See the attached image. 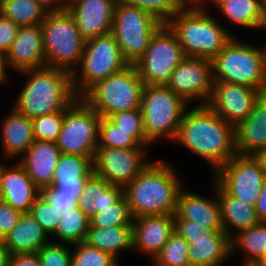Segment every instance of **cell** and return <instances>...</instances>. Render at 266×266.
<instances>
[{
    "mask_svg": "<svg viewBox=\"0 0 266 266\" xmlns=\"http://www.w3.org/2000/svg\"><path fill=\"white\" fill-rule=\"evenodd\" d=\"M173 142L205 159L214 173L237 154L235 126L206 105L185 111Z\"/></svg>",
    "mask_w": 266,
    "mask_h": 266,
    "instance_id": "obj_1",
    "label": "cell"
},
{
    "mask_svg": "<svg viewBox=\"0 0 266 266\" xmlns=\"http://www.w3.org/2000/svg\"><path fill=\"white\" fill-rule=\"evenodd\" d=\"M168 161H151L141 173L123 187L134 218L145 215H174L183 188L180 175Z\"/></svg>",
    "mask_w": 266,
    "mask_h": 266,
    "instance_id": "obj_2",
    "label": "cell"
},
{
    "mask_svg": "<svg viewBox=\"0 0 266 266\" xmlns=\"http://www.w3.org/2000/svg\"><path fill=\"white\" fill-rule=\"evenodd\" d=\"M21 73L27 80L13 108L30 119L60 112L77 98L68 71L45 66Z\"/></svg>",
    "mask_w": 266,
    "mask_h": 266,
    "instance_id": "obj_3",
    "label": "cell"
},
{
    "mask_svg": "<svg viewBox=\"0 0 266 266\" xmlns=\"http://www.w3.org/2000/svg\"><path fill=\"white\" fill-rule=\"evenodd\" d=\"M208 12L207 8H182L166 23L186 57L212 60L234 36Z\"/></svg>",
    "mask_w": 266,
    "mask_h": 266,
    "instance_id": "obj_4",
    "label": "cell"
},
{
    "mask_svg": "<svg viewBox=\"0 0 266 266\" xmlns=\"http://www.w3.org/2000/svg\"><path fill=\"white\" fill-rule=\"evenodd\" d=\"M236 36L211 60L214 81L242 84L266 91L264 52Z\"/></svg>",
    "mask_w": 266,
    "mask_h": 266,
    "instance_id": "obj_5",
    "label": "cell"
},
{
    "mask_svg": "<svg viewBox=\"0 0 266 266\" xmlns=\"http://www.w3.org/2000/svg\"><path fill=\"white\" fill-rule=\"evenodd\" d=\"M46 67L73 73L79 66L85 39L67 9L49 12L41 22Z\"/></svg>",
    "mask_w": 266,
    "mask_h": 266,
    "instance_id": "obj_6",
    "label": "cell"
},
{
    "mask_svg": "<svg viewBox=\"0 0 266 266\" xmlns=\"http://www.w3.org/2000/svg\"><path fill=\"white\" fill-rule=\"evenodd\" d=\"M189 105L167 86L144 85L140 109L146 138L152 144L166 138L173 142Z\"/></svg>",
    "mask_w": 266,
    "mask_h": 266,
    "instance_id": "obj_7",
    "label": "cell"
},
{
    "mask_svg": "<svg viewBox=\"0 0 266 266\" xmlns=\"http://www.w3.org/2000/svg\"><path fill=\"white\" fill-rule=\"evenodd\" d=\"M144 82L135 65L96 82L81 97L101 117L140 109Z\"/></svg>",
    "mask_w": 266,
    "mask_h": 266,
    "instance_id": "obj_8",
    "label": "cell"
},
{
    "mask_svg": "<svg viewBox=\"0 0 266 266\" xmlns=\"http://www.w3.org/2000/svg\"><path fill=\"white\" fill-rule=\"evenodd\" d=\"M129 65L112 33L86 40L80 64L71 74L75 95L81 97L96 82Z\"/></svg>",
    "mask_w": 266,
    "mask_h": 266,
    "instance_id": "obj_9",
    "label": "cell"
},
{
    "mask_svg": "<svg viewBox=\"0 0 266 266\" xmlns=\"http://www.w3.org/2000/svg\"><path fill=\"white\" fill-rule=\"evenodd\" d=\"M162 24L147 11L116 1L112 34L130 65L144 55L153 34Z\"/></svg>",
    "mask_w": 266,
    "mask_h": 266,
    "instance_id": "obj_10",
    "label": "cell"
},
{
    "mask_svg": "<svg viewBox=\"0 0 266 266\" xmlns=\"http://www.w3.org/2000/svg\"><path fill=\"white\" fill-rule=\"evenodd\" d=\"M101 115L82 97L65 110L61 132L55 141L61 153L94 157L98 148Z\"/></svg>",
    "mask_w": 266,
    "mask_h": 266,
    "instance_id": "obj_11",
    "label": "cell"
},
{
    "mask_svg": "<svg viewBox=\"0 0 266 266\" xmlns=\"http://www.w3.org/2000/svg\"><path fill=\"white\" fill-rule=\"evenodd\" d=\"M186 55L176 35L166 23L153 34L144 55L134 64L144 85H163Z\"/></svg>",
    "mask_w": 266,
    "mask_h": 266,
    "instance_id": "obj_12",
    "label": "cell"
},
{
    "mask_svg": "<svg viewBox=\"0 0 266 266\" xmlns=\"http://www.w3.org/2000/svg\"><path fill=\"white\" fill-rule=\"evenodd\" d=\"M212 175L229 195L254 207L266 178L253 155L241 154L234 155Z\"/></svg>",
    "mask_w": 266,
    "mask_h": 266,
    "instance_id": "obj_13",
    "label": "cell"
},
{
    "mask_svg": "<svg viewBox=\"0 0 266 266\" xmlns=\"http://www.w3.org/2000/svg\"><path fill=\"white\" fill-rule=\"evenodd\" d=\"M147 149L97 148L93 158V172L109 184L124 187L151 162L146 158Z\"/></svg>",
    "mask_w": 266,
    "mask_h": 266,
    "instance_id": "obj_14",
    "label": "cell"
},
{
    "mask_svg": "<svg viewBox=\"0 0 266 266\" xmlns=\"http://www.w3.org/2000/svg\"><path fill=\"white\" fill-rule=\"evenodd\" d=\"M214 84L212 62L205 58L186 57L174 69L166 86L188 104L198 101L205 105Z\"/></svg>",
    "mask_w": 266,
    "mask_h": 266,
    "instance_id": "obj_15",
    "label": "cell"
},
{
    "mask_svg": "<svg viewBox=\"0 0 266 266\" xmlns=\"http://www.w3.org/2000/svg\"><path fill=\"white\" fill-rule=\"evenodd\" d=\"M262 93L246 85L214 81L210 97L205 105L226 122L236 126L249 116Z\"/></svg>",
    "mask_w": 266,
    "mask_h": 266,
    "instance_id": "obj_16",
    "label": "cell"
},
{
    "mask_svg": "<svg viewBox=\"0 0 266 266\" xmlns=\"http://www.w3.org/2000/svg\"><path fill=\"white\" fill-rule=\"evenodd\" d=\"M117 0H68L66 9L85 40L112 33Z\"/></svg>",
    "mask_w": 266,
    "mask_h": 266,
    "instance_id": "obj_17",
    "label": "cell"
},
{
    "mask_svg": "<svg viewBox=\"0 0 266 266\" xmlns=\"http://www.w3.org/2000/svg\"><path fill=\"white\" fill-rule=\"evenodd\" d=\"M6 56L9 69L15 72L45 67L41 25L20 26Z\"/></svg>",
    "mask_w": 266,
    "mask_h": 266,
    "instance_id": "obj_18",
    "label": "cell"
},
{
    "mask_svg": "<svg viewBox=\"0 0 266 266\" xmlns=\"http://www.w3.org/2000/svg\"><path fill=\"white\" fill-rule=\"evenodd\" d=\"M5 166L0 163V199L22 213H30L41 190L18 161L14 166Z\"/></svg>",
    "mask_w": 266,
    "mask_h": 266,
    "instance_id": "obj_19",
    "label": "cell"
},
{
    "mask_svg": "<svg viewBox=\"0 0 266 266\" xmlns=\"http://www.w3.org/2000/svg\"><path fill=\"white\" fill-rule=\"evenodd\" d=\"M174 215H145L133 221V251L152 260L174 233Z\"/></svg>",
    "mask_w": 266,
    "mask_h": 266,
    "instance_id": "obj_20",
    "label": "cell"
},
{
    "mask_svg": "<svg viewBox=\"0 0 266 266\" xmlns=\"http://www.w3.org/2000/svg\"><path fill=\"white\" fill-rule=\"evenodd\" d=\"M215 186L214 198L204 197L197 193L186 191L182 188L176 206L174 219H187L195 221L204 227L214 231H224L221 222V209L217 197V182Z\"/></svg>",
    "mask_w": 266,
    "mask_h": 266,
    "instance_id": "obj_21",
    "label": "cell"
},
{
    "mask_svg": "<svg viewBox=\"0 0 266 266\" xmlns=\"http://www.w3.org/2000/svg\"><path fill=\"white\" fill-rule=\"evenodd\" d=\"M60 155L61 151L55 142L34 140L21 159H18V162L33 183L42 190L52 185Z\"/></svg>",
    "mask_w": 266,
    "mask_h": 266,
    "instance_id": "obj_22",
    "label": "cell"
},
{
    "mask_svg": "<svg viewBox=\"0 0 266 266\" xmlns=\"http://www.w3.org/2000/svg\"><path fill=\"white\" fill-rule=\"evenodd\" d=\"M237 154L254 155L266 148V94L256 100L249 116L235 126Z\"/></svg>",
    "mask_w": 266,
    "mask_h": 266,
    "instance_id": "obj_23",
    "label": "cell"
},
{
    "mask_svg": "<svg viewBox=\"0 0 266 266\" xmlns=\"http://www.w3.org/2000/svg\"><path fill=\"white\" fill-rule=\"evenodd\" d=\"M93 158L61 153L51 186L78 199L86 180L93 173Z\"/></svg>",
    "mask_w": 266,
    "mask_h": 266,
    "instance_id": "obj_24",
    "label": "cell"
},
{
    "mask_svg": "<svg viewBox=\"0 0 266 266\" xmlns=\"http://www.w3.org/2000/svg\"><path fill=\"white\" fill-rule=\"evenodd\" d=\"M1 124L2 154L9 159L22 157L35 140L32 120L12 107Z\"/></svg>",
    "mask_w": 266,
    "mask_h": 266,
    "instance_id": "obj_25",
    "label": "cell"
},
{
    "mask_svg": "<svg viewBox=\"0 0 266 266\" xmlns=\"http://www.w3.org/2000/svg\"><path fill=\"white\" fill-rule=\"evenodd\" d=\"M217 197L221 209L222 226L224 232L230 238H232L235 233L253 226H257L262 222L257 216L254 206L248 205L243 201L229 195L218 183Z\"/></svg>",
    "mask_w": 266,
    "mask_h": 266,
    "instance_id": "obj_26",
    "label": "cell"
},
{
    "mask_svg": "<svg viewBox=\"0 0 266 266\" xmlns=\"http://www.w3.org/2000/svg\"><path fill=\"white\" fill-rule=\"evenodd\" d=\"M123 197V187L109 184L94 172L86 180L78 206L90 218L117 203Z\"/></svg>",
    "mask_w": 266,
    "mask_h": 266,
    "instance_id": "obj_27",
    "label": "cell"
},
{
    "mask_svg": "<svg viewBox=\"0 0 266 266\" xmlns=\"http://www.w3.org/2000/svg\"><path fill=\"white\" fill-rule=\"evenodd\" d=\"M49 238L31 213H23L17 225L5 236V247L12 255L36 253L50 242Z\"/></svg>",
    "mask_w": 266,
    "mask_h": 266,
    "instance_id": "obj_28",
    "label": "cell"
},
{
    "mask_svg": "<svg viewBox=\"0 0 266 266\" xmlns=\"http://www.w3.org/2000/svg\"><path fill=\"white\" fill-rule=\"evenodd\" d=\"M190 266H221L231 256V238L225 232L214 237L185 239Z\"/></svg>",
    "mask_w": 266,
    "mask_h": 266,
    "instance_id": "obj_29",
    "label": "cell"
},
{
    "mask_svg": "<svg viewBox=\"0 0 266 266\" xmlns=\"http://www.w3.org/2000/svg\"><path fill=\"white\" fill-rule=\"evenodd\" d=\"M85 242L118 260L119 252L133 251V226L89 227Z\"/></svg>",
    "mask_w": 266,
    "mask_h": 266,
    "instance_id": "obj_30",
    "label": "cell"
},
{
    "mask_svg": "<svg viewBox=\"0 0 266 266\" xmlns=\"http://www.w3.org/2000/svg\"><path fill=\"white\" fill-rule=\"evenodd\" d=\"M220 13L232 24L246 28H261L264 0H215Z\"/></svg>",
    "mask_w": 266,
    "mask_h": 266,
    "instance_id": "obj_31",
    "label": "cell"
},
{
    "mask_svg": "<svg viewBox=\"0 0 266 266\" xmlns=\"http://www.w3.org/2000/svg\"><path fill=\"white\" fill-rule=\"evenodd\" d=\"M243 250L242 266H254L266 257V222L239 231L231 238V253L236 249Z\"/></svg>",
    "mask_w": 266,
    "mask_h": 266,
    "instance_id": "obj_32",
    "label": "cell"
},
{
    "mask_svg": "<svg viewBox=\"0 0 266 266\" xmlns=\"http://www.w3.org/2000/svg\"><path fill=\"white\" fill-rule=\"evenodd\" d=\"M56 231L58 243L74 244L85 241L90 227V218L79 206L65 210L61 213Z\"/></svg>",
    "mask_w": 266,
    "mask_h": 266,
    "instance_id": "obj_33",
    "label": "cell"
},
{
    "mask_svg": "<svg viewBox=\"0 0 266 266\" xmlns=\"http://www.w3.org/2000/svg\"><path fill=\"white\" fill-rule=\"evenodd\" d=\"M0 13L19 26L41 25L48 13L36 0H0Z\"/></svg>",
    "mask_w": 266,
    "mask_h": 266,
    "instance_id": "obj_34",
    "label": "cell"
},
{
    "mask_svg": "<svg viewBox=\"0 0 266 266\" xmlns=\"http://www.w3.org/2000/svg\"><path fill=\"white\" fill-rule=\"evenodd\" d=\"M188 242L175 231L151 260L153 266H190Z\"/></svg>",
    "mask_w": 266,
    "mask_h": 266,
    "instance_id": "obj_35",
    "label": "cell"
},
{
    "mask_svg": "<svg viewBox=\"0 0 266 266\" xmlns=\"http://www.w3.org/2000/svg\"><path fill=\"white\" fill-rule=\"evenodd\" d=\"M134 216L123 196L114 205L90 217V227L112 228L118 226H133Z\"/></svg>",
    "mask_w": 266,
    "mask_h": 266,
    "instance_id": "obj_36",
    "label": "cell"
},
{
    "mask_svg": "<svg viewBox=\"0 0 266 266\" xmlns=\"http://www.w3.org/2000/svg\"><path fill=\"white\" fill-rule=\"evenodd\" d=\"M144 147L132 136L131 132L121 130L109 118L101 117L98 134V148L132 149Z\"/></svg>",
    "mask_w": 266,
    "mask_h": 266,
    "instance_id": "obj_37",
    "label": "cell"
},
{
    "mask_svg": "<svg viewBox=\"0 0 266 266\" xmlns=\"http://www.w3.org/2000/svg\"><path fill=\"white\" fill-rule=\"evenodd\" d=\"M71 266H119V260L113 255L90 246L85 241L74 243Z\"/></svg>",
    "mask_w": 266,
    "mask_h": 266,
    "instance_id": "obj_38",
    "label": "cell"
},
{
    "mask_svg": "<svg viewBox=\"0 0 266 266\" xmlns=\"http://www.w3.org/2000/svg\"><path fill=\"white\" fill-rule=\"evenodd\" d=\"M109 119L121 130L131 132V136L142 146L150 148L152 143L146 138L143 130L141 109L129 110L113 114Z\"/></svg>",
    "mask_w": 266,
    "mask_h": 266,
    "instance_id": "obj_39",
    "label": "cell"
},
{
    "mask_svg": "<svg viewBox=\"0 0 266 266\" xmlns=\"http://www.w3.org/2000/svg\"><path fill=\"white\" fill-rule=\"evenodd\" d=\"M65 110L31 119L35 140L55 142L62 129Z\"/></svg>",
    "mask_w": 266,
    "mask_h": 266,
    "instance_id": "obj_40",
    "label": "cell"
},
{
    "mask_svg": "<svg viewBox=\"0 0 266 266\" xmlns=\"http://www.w3.org/2000/svg\"><path fill=\"white\" fill-rule=\"evenodd\" d=\"M120 3L136 6L153 16L160 22L167 23L178 11L182 9L178 0H117Z\"/></svg>",
    "mask_w": 266,
    "mask_h": 266,
    "instance_id": "obj_41",
    "label": "cell"
},
{
    "mask_svg": "<svg viewBox=\"0 0 266 266\" xmlns=\"http://www.w3.org/2000/svg\"><path fill=\"white\" fill-rule=\"evenodd\" d=\"M30 213L42 226L43 230L49 236H52L56 231L62 212L56 209V207H53L42 195H40L31 207Z\"/></svg>",
    "mask_w": 266,
    "mask_h": 266,
    "instance_id": "obj_42",
    "label": "cell"
},
{
    "mask_svg": "<svg viewBox=\"0 0 266 266\" xmlns=\"http://www.w3.org/2000/svg\"><path fill=\"white\" fill-rule=\"evenodd\" d=\"M37 254L42 266H71L72 250L70 244L50 241L43 245Z\"/></svg>",
    "mask_w": 266,
    "mask_h": 266,
    "instance_id": "obj_43",
    "label": "cell"
},
{
    "mask_svg": "<svg viewBox=\"0 0 266 266\" xmlns=\"http://www.w3.org/2000/svg\"><path fill=\"white\" fill-rule=\"evenodd\" d=\"M174 230L184 239H200L214 237L218 232L187 219H174Z\"/></svg>",
    "mask_w": 266,
    "mask_h": 266,
    "instance_id": "obj_44",
    "label": "cell"
},
{
    "mask_svg": "<svg viewBox=\"0 0 266 266\" xmlns=\"http://www.w3.org/2000/svg\"><path fill=\"white\" fill-rule=\"evenodd\" d=\"M41 195L48 203L61 212L78 206L76 197H73L72 194L61 193L59 189H55L52 186L42 189Z\"/></svg>",
    "mask_w": 266,
    "mask_h": 266,
    "instance_id": "obj_45",
    "label": "cell"
},
{
    "mask_svg": "<svg viewBox=\"0 0 266 266\" xmlns=\"http://www.w3.org/2000/svg\"><path fill=\"white\" fill-rule=\"evenodd\" d=\"M23 213L0 199V232L6 236L17 225Z\"/></svg>",
    "mask_w": 266,
    "mask_h": 266,
    "instance_id": "obj_46",
    "label": "cell"
},
{
    "mask_svg": "<svg viewBox=\"0 0 266 266\" xmlns=\"http://www.w3.org/2000/svg\"><path fill=\"white\" fill-rule=\"evenodd\" d=\"M19 25L0 13V51L7 53L16 38Z\"/></svg>",
    "mask_w": 266,
    "mask_h": 266,
    "instance_id": "obj_47",
    "label": "cell"
},
{
    "mask_svg": "<svg viewBox=\"0 0 266 266\" xmlns=\"http://www.w3.org/2000/svg\"><path fill=\"white\" fill-rule=\"evenodd\" d=\"M9 266H42V264L36 252L11 255Z\"/></svg>",
    "mask_w": 266,
    "mask_h": 266,
    "instance_id": "obj_48",
    "label": "cell"
},
{
    "mask_svg": "<svg viewBox=\"0 0 266 266\" xmlns=\"http://www.w3.org/2000/svg\"><path fill=\"white\" fill-rule=\"evenodd\" d=\"M48 13L66 9L68 0H36Z\"/></svg>",
    "mask_w": 266,
    "mask_h": 266,
    "instance_id": "obj_49",
    "label": "cell"
},
{
    "mask_svg": "<svg viewBox=\"0 0 266 266\" xmlns=\"http://www.w3.org/2000/svg\"><path fill=\"white\" fill-rule=\"evenodd\" d=\"M257 216L261 221L266 222V178L262 187V191L259 193V198L255 206Z\"/></svg>",
    "mask_w": 266,
    "mask_h": 266,
    "instance_id": "obj_50",
    "label": "cell"
},
{
    "mask_svg": "<svg viewBox=\"0 0 266 266\" xmlns=\"http://www.w3.org/2000/svg\"><path fill=\"white\" fill-rule=\"evenodd\" d=\"M207 1L214 3L215 0H178L182 8H205L208 6Z\"/></svg>",
    "mask_w": 266,
    "mask_h": 266,
    "instance_id": "obj_51",
    "label": "cell"
},
{
    "mask_svg": "<svg viewBox=\"0 0 266 266\" xmlns=\"http://www.w3.org/2000/svg\"><path fill=\"white\" fill-rule=\"evenodd\" d=\"M8 63L6 53L0 51V84L8 81Z\"/></svg>",
    "mask_w": 266,
    "mask_h": 266,
    "instance_id": "obj_52",
    "label": "cell"
},
{
    "mask_svg": "<svg viewBox=\"0 0 266 266\" xmlns=\"http://www.w3.org/2000/svg\"><path fill=\"white\" fill-rule=\"evenodd\" d=\"M253 157L258 161L261 169L263 170V172L265 173V176H266V148L257 151L253 155Z\"/></svg>",
    "mask_w": 266,
    "mask_h": 266,
    "instance_id": "obj_53",
    "label": "cell"
},
{
    "mask_svg": "<svg viewBox=\"0 0 266 266\" xmlns=\"http://www.w3.org/2000/svg\"><path fill=\"white\" fill-rule=\"evenodd\" d=\"M11 253L5 246L0 247V266H9Z\"/></svg>",
    "mask_w": 266,
    "mask_h": 266,
    "instance_id": "obj_54",
    "label": "cell"
},
{
    "mask_svg": "<svg viewBox=\"0 0 266 266\" xmlns=\"http://www.w3.org/2000/svg\"><path fill=\"white\" fill-rule=\"evenodd\" d=\"M261 28H265L266 29V6H264L263 22H262Z\"/></svg>",
    "mask_w": 266,
    "mask_h": 266,
    "instance_id": "obj_55",
    "label": "cell"
},
{
    "mask_svg": "<svg viewBox=\"0 0 266 266\" xmlns=\"http://www.w3.org/2000/svg\"><path fill=\"white\" fill-rule=\"evenodd\" d=\"M5 246V236L0 232V247Z\"/></svg>",
    "mask_w": 266,
    "mask_h": 266,
    "instance_id": "obj_56",
    "label": "cell"
},
{
    "mask_svg": "<svg viewBox=\"0 0 266 266\" xmlns=\"http://www.w3.org/2000/svg\"><path fill=\"white\" fill-rule=\"evenodd\" d=\"M254 266H266V257L260 260L256 265Z\"/></svg>",
    "mask_w": 266,
    "mask_h": 266,
    "instance_id": "obj_57",
    "label": "cell"
},
{
    "mask_svg": "<svg viewBox=\"0 0 266 266\" xmlns=\"http://www.w3.org/2000/svg\"><path fill=\"white\" fill-rule=\"evenodd\" d=\"M264 52V62H265V75H266V46L262 47Z\"/></svg>",
    "mask_w": 266,
    "mask_h": 266,
    "instance_id": "obj_58",
    "label": "cell"
}]
</instances>
